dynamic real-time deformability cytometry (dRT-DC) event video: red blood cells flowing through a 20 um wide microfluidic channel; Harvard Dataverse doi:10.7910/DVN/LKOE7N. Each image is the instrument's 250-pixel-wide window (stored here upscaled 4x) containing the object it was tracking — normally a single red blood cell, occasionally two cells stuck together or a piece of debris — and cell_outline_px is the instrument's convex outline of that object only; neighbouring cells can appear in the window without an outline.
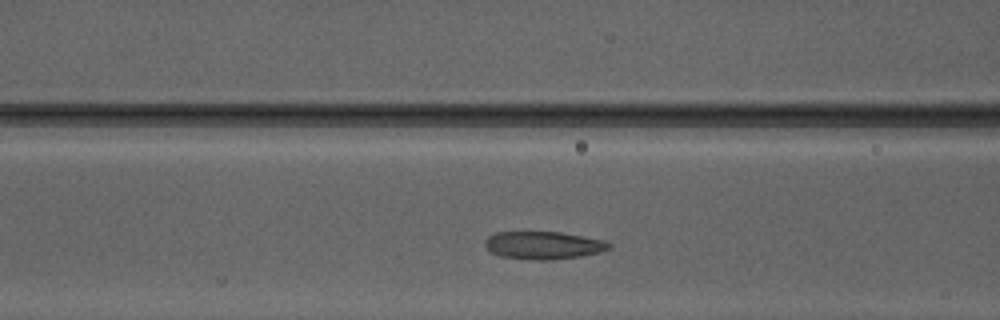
{"species": "Egyptian fruit bat (a non-hibernating species)", "species_latin": "Rousettus aegyptiacus", "temperature_condition": "warm", "stored_images_in_passage": 29, "camera_frame_rate_fps": 3000, "um_per_image_px": 0.085, "animal": {"sex": "male"}, "frame": {"image": 1, "passage_image": 8, "time_ms": 2.333, "image_size_px": [1000, 320], "cell_outline_px": [[612, 248], [600, 252], [580, 256], [552, 260], [532, 260], [500, 256], [488, 252], [484, 244], [484, 240], [488, 236], [496, 232], [560, 232], [584, 236], [604, 240], [612, 244]], "centroid_in_image_um": [46.17, 20.85], "position_along_channel_um": 120.4, "area_um2": 20.35}}
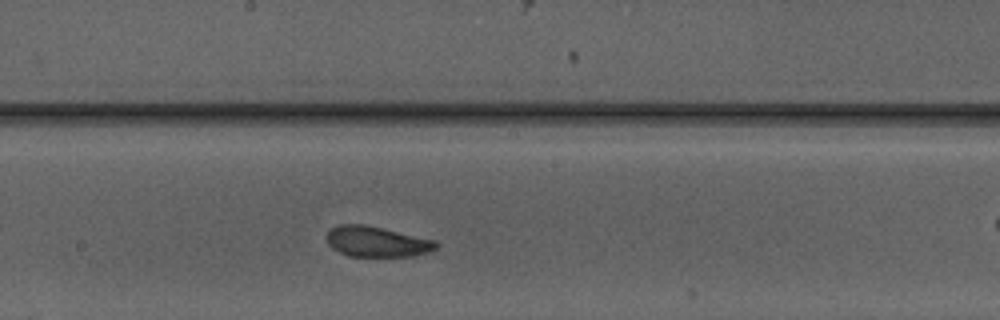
{"frame": {"image": 2, "passage_image": 15, "time_ms": 4.667, "image_size_px": [1000, 320], "cell_outline_px": [[440, 244], [432, 252], [412, 256], [348, 256], [332, 248], [328, 244], [324, 236], [332, 228], [340, 224], [360, 224], [380, 228], [436, 240]], "centroid_in_image_um": [32.03, 20.55], "position_along_channel_um": 216.2, "area_um2": 19.42}}
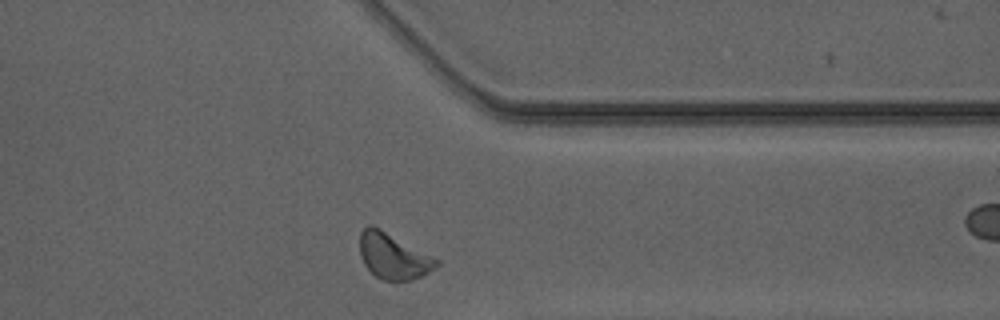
{"frame": {"image": 3, "passage_image": 27, "time_ms": 8.667, "image_size_px": [1000, 320], "cell_outline_px": [[440, 264], [428, 272], [420, 276], [396, 284], [384, 280], [376, 276], [364, 264], [360, 256], [360, 232], [368, 224], [372, 224], [380, 228], [440, 260]], "centroid_in_image_um": [33.41, 21.78], "position_along_channel_um": 378.0, "area_um2": 20.58}}